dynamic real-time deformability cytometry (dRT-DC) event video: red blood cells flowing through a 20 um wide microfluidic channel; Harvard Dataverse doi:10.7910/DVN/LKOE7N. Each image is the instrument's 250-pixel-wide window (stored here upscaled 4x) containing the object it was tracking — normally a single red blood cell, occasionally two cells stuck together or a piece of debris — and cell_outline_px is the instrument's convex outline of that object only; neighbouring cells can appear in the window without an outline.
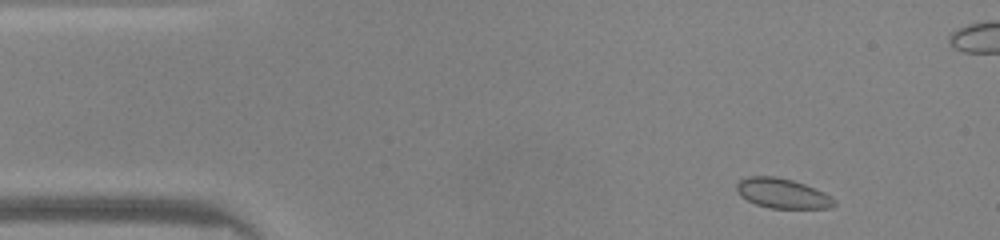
{"species": "common noctule bat (a hibernating species)", "species_latin": "Nyctalus noctula", "temperature_condition": "warm", "stored_images_in_passage": 47, "camera_frame_rate_fps": 3000, "um_per_image_px": 0.085, "animal": {"sex": "male", "body_mass_g": 20.0, "forearm_length_mm": 53.3}, "frame": {"image": 1, "passage_image": 3, "time_ms": 0.667, "image_size_px": [1000, 240], "cell_outline_px": [[836, 204], [832, 208], [768, 208], [756, 204], [740, 196], [736, 188], [736, 184], [740, 180], [748, 176], [776, 176], [792, 180], [804, 184], [824, 192], [832, 196], [836, 200]], "centroid_in_image_um": [66.52, 16.44], "position_along_channel_um": 18.5, "area_um2": 17.05}}
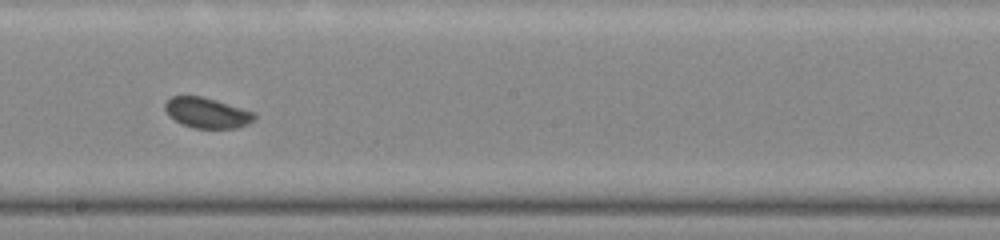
{"frame": {"image": 2, "passage_image": 24, "time_ms": 7.667, "image_size_px": [1000, 240], "cell_outline_px": [[256, 116], [248, 124], [236, 128], [196, 128], [184, 124], [168, 116], [164, 108], [164, 104], [172, 96], [200, 96], [216, 100], [256, 112]], "centroid_in_image_um": [17.6, 9.58], "position_along_channel_um": 230.6, "area_um2": 15.72}}
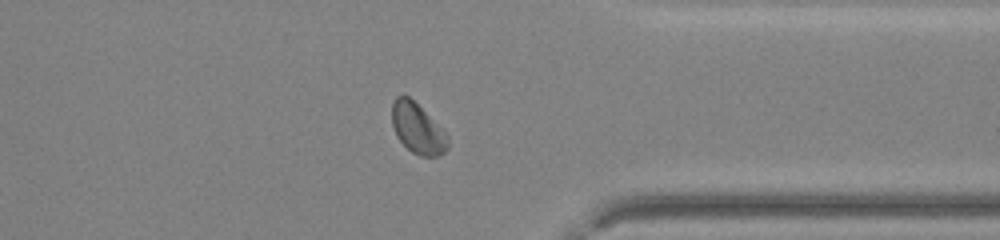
{"frame": {"image": 3, "passage_image": 35, "time_ms": 11.333, "image_size_px": [1000, 240], "cell_outline_px": [[448, 148], [440, 156], [420, 156], [412, 152], [396, 136], [392, 124], [392, 104], [396, 96], [408, 96], [448, 136]], "centroid_in_image_um": [35.47, 10.95], "position_along_channel_um": 375.9, "area_um2": 15.9}, "authors_computed_cell_mechanics": {"area_um2": 16.4152, "velocity_mm_per_s": 4.1814, "shape_relaxation_time_tau1_ms": 1.8763, "shape_relaxation_time_tau2_ms": null, "deformation_change_tau1": 0.0429, "deformation_change_tau2": null}}